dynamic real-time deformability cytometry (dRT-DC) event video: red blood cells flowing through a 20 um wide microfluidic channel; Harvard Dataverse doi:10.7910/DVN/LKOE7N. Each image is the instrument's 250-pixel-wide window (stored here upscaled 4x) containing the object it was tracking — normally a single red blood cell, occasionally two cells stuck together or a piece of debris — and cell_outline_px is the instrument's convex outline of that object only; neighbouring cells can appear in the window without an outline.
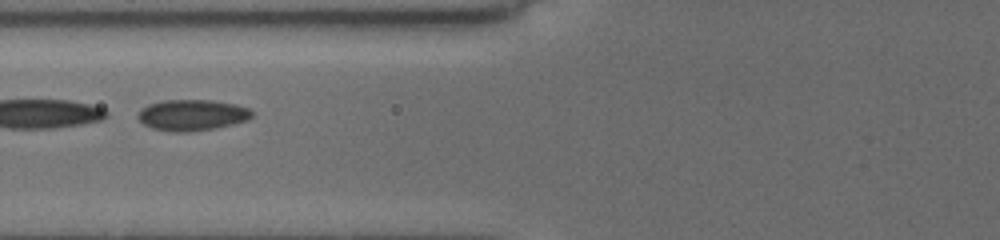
{"species": "common noctule bat (a hibernating species)", "species_latin": "Nyctalus noctula", "temperature_condition": "cold", "stored_images_in_passage": 16, "camera_frame_rate_fps": 3000, "um_per_image_px": 0.085, "animal": {"sex": "female", "body_mass_g": 19.5, "forearm_length_mm": 54.1}, "frame": {"image": 1, "passage_image": 8, "time_ms": 1.667, "image_size_px": [1000, 240], "cell_outline_px": [[252, 116], [248, 120], [216, 128], [184, 132], [172, 132], [152, 128], [144, 124], [136, 116], [140, 108], [148, 104], [160, 100], [212, 100], [236, 104], [248, 108], [252, 112]], "centroid_in_image_um": [16.29, 9.77], "position_along_channel_um": 109.5, "area_um2": 20.75}}